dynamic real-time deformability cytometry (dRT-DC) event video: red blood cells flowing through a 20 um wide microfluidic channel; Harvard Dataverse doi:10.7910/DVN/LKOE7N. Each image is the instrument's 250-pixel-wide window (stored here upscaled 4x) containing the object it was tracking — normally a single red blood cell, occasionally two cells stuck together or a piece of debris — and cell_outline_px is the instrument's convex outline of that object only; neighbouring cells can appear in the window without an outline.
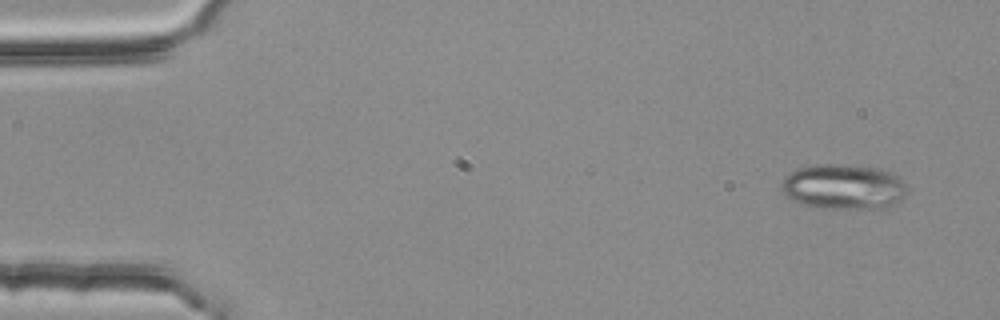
{"species": "common noctule bat (a hibernating species)", "species_latin": "Nyctalus noctula", "temperature_condition": "room temperature", "stored_images_in_passage": 3, "camera_frame_rate_fps": 3000, "um_per_image_px": 0.085, "animal": {"sex": "female", "body_mass_g": 25.1}, "frame": {"image": 1, "passage_image": 1, "time_ms": 0.0, "image_size_px": [1000, 320], "cell_outline_px": [[908, 192], [900, 200], [884, 208], [824, 208], [804, 204], [792, 200], [784, 196], [780, 188], [780, 184], [792, 172], [800, 168], [816, 164], [840, 164], [880, 168], [896, 176], [908, 188]], "centroid_in_image_um": [71.69, 15.88], "position_along_channel_um": 13.3, "area_um2": 32.83}}